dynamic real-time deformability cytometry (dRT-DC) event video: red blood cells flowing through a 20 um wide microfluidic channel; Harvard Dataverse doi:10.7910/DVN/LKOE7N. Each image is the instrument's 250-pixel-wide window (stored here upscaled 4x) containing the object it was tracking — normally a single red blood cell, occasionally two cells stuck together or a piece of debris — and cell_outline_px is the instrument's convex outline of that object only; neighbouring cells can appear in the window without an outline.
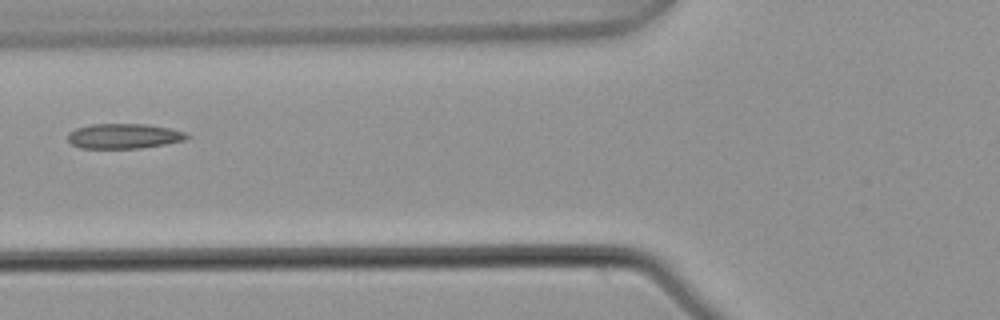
{"species": "common noctule bat (a hibernating species)", "species_latin": "Nyctalus noctula", "temperature_condition": "warm", "stored_images_in_passage": 6, "camera_frame_rate_fps": 3000, "um_per_image_px": 0.085, "animal": {"sex": "male", "body_mass_g": 21.5, "forearm_length_mm": 52.0}, "frame": {"image": 1, "passage_image": 5, "time_ms": 1.333, "image_size_px": [1000, 320], "cell_outline_px": [[192, 136], [184, 140], [164, 144], [140, 148], [80, 148], [72, 144], [68, 140], [68, 132], [76, 128], [92, 124], [144, 124], [168, 128], [184, 132]], "centroid_in_image_um": [10.51, 11.57], "position_along_channel_um": 115.3, "area_um2": 17.22}}
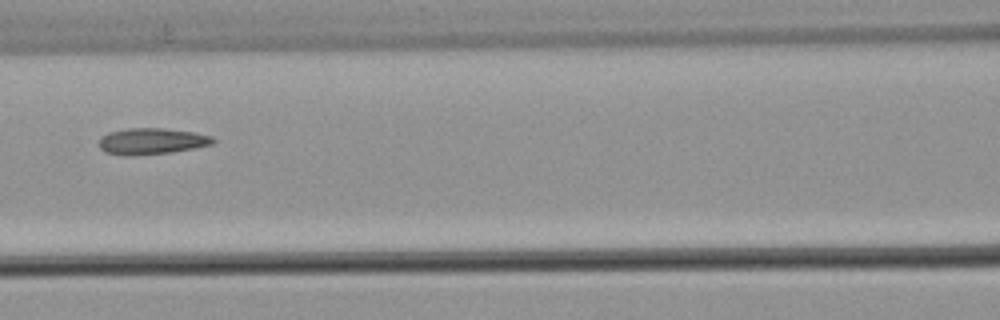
{"frame": {"image": 2, "passage_image": 6, "time_ms": 1.667, "image_size_px": [1000, 320], "cell_outline_px": [[216, 140], [212, 144], [172, 152], [124, 156], [104, 152], [100, 148], [100, 140], [108, 132], [128, 128], [164, 128], [192, 132], [212, 136]], "centroid_in_image_um": [12.88, 12.0], "position_along_channel_um": 153.7, "area_um2": 17.28}}